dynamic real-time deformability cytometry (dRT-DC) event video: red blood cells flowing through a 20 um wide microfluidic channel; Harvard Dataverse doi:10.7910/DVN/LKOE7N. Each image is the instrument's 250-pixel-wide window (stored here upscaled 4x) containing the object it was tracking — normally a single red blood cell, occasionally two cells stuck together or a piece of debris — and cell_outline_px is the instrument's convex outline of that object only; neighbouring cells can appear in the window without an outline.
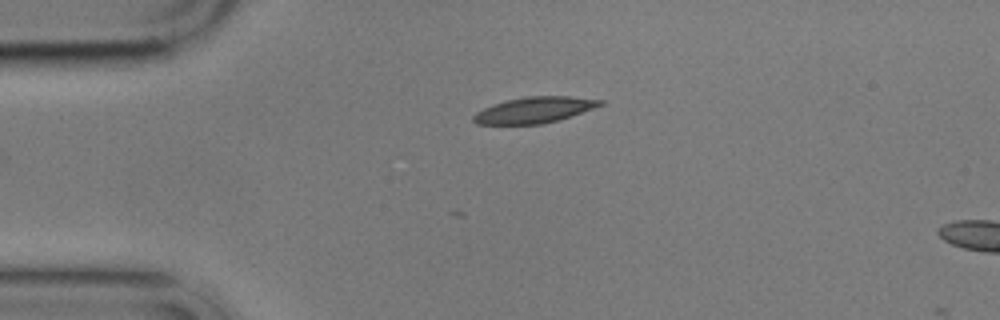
{"species": "common noctule bat (a hibernating species)", "species_latin": "Nyctalus noctula", "temperature_condition": "cold", "stored_images_in_passage": 2, "camera_frame_rate_fps": 3000, "um_per_image_px": 0.085, "animal": {"sex": "male", "body_mass_g": 17.9}, "frame": {"image": 1, "passage_image": 2, "time_ms": 1.333, "image_size_px": [1000, 320], "cell_outline_px": [[604, 104], [560, 120], [540, 124], [476, 124], [472, 120], [472, 116], [476, 112], [492, 104], [508, 100], [528, 96], [568, 96], [604, 100]], "centroid_in_image_um": [45.41, 9.35], "position_along_channel_um": 39.6, "area_um2": 19.13}}